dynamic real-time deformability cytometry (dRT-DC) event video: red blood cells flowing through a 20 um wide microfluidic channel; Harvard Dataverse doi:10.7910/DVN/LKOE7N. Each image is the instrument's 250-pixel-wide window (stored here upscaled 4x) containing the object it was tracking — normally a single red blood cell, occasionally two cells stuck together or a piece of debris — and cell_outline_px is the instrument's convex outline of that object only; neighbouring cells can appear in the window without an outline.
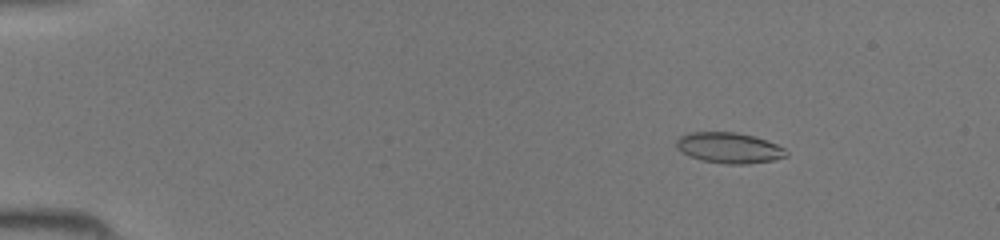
{"species": "common noctule bat (a hibernating species)", "species_latin": "Nyctalus noctula", "temperature_condition": "room temperature", "stored_images_in_passage": 41, "camera_frame_rate_fps": 3000, "um_per_image_px": 0.085, "animal": {"sex": "female", "body_mass_g": 19.5, "forearm_length_mm": 54.1}, "frame": {"image": 1, "passage_image": 2, "time_ms": 0.333, "image_size_px": [1000, 240], "cell_outline_px": [[788, 156], [772, 160], [748, 164], [724, 164], [700, 160], [688, 156], [676, 148], [676, 140], [680, 136], [688, 132], [736, 132], [752, 136], [776, 144], [784, 148], [788, 152]], "centroid_in_image_um": [61.93, 12.57], "position_along_channel_um": 23.1, "area_um2": 19.71}}
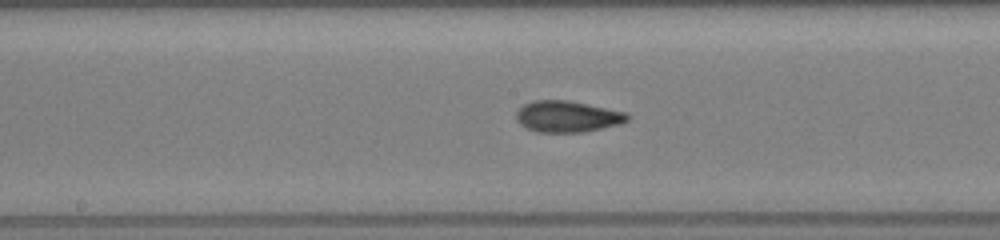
{"frame": {"image": 2, "passage_image": 20, "time_ms": 6.333, "image_size_px": [1000, 240], "cell_outline_px": [[632, 116], [628, 120], [620, 124], [584, 132], [536, 132], [520, 124], [516, 120], [516, 112], [524, 104], [532, 100], [568, 100], [628, 112]], "centroid_in_image_um": [48.26, 9.9], "position_along_channel_um": 199.9, "area_um2": 20.46}}
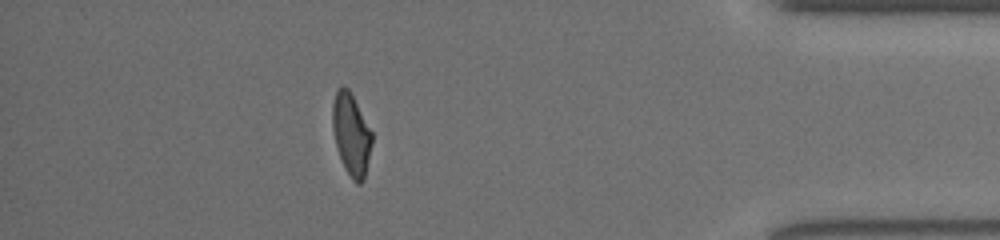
{"frame": {"image": 3, "passage_image": 36, "time_ms": 11.667, "image_size_px": [1000, 240], "cell_outline_px": [[372, 144], [364, 180], [360, 184], [356, 184], [352, 180], [344, 168], [336, 144], [332, 128], [332, 104], [336, 92], [344, 84], [348, 88], [372, 132]], "centroid_in_image_um": [29.85, 11.45], "position_along_channel_um": 405.3, "area_um2": 18.73}}